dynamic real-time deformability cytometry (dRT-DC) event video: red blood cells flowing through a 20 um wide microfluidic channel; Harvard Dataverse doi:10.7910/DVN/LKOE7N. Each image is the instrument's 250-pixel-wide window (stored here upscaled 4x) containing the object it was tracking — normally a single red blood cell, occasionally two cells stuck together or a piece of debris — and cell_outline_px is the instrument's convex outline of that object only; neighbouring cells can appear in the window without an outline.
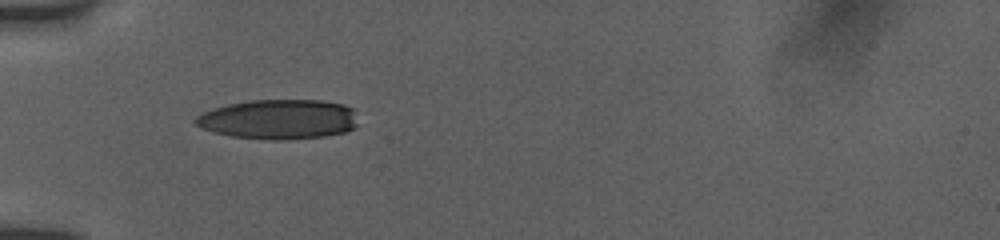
{"species": "human", "species_latin": "Homo sapiens", "temperature_condition": "room temperature", "stored_images_in_passage": 36, "camera_frame_rate_fps": 3000, "um_per_image_px": 0.085, "donor": {"sex": "female"}, "frame": {"image": 1, "passage_image": 1, "time_ms": 0.0, "image_size_px": [1000, 240], "cell_outline_px": [[356, 124], [352, 128], [344, 132], [324, 136], [288, 140], [268, 140], [232, 136], [212, 132], [200, 128], [192, 120], [196, 116], [212, 108], [228, 104], [252, 100], [320, 100], [344, 104], [352, 108]], "centroid_in_image_um": [23.63, 10.14], "position_along_channel_um": 61.4, "area_um2": 37.74}}
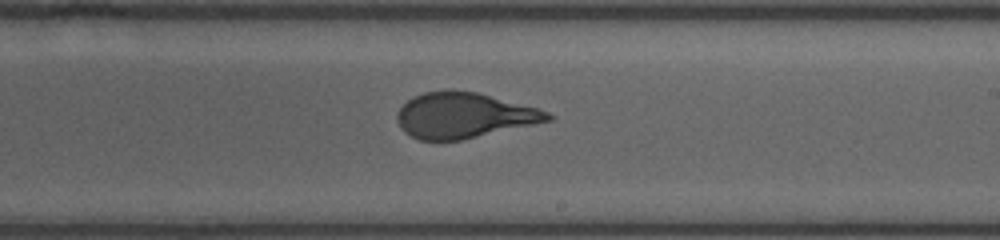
{"frame": {"image": 2, "passage_image": 16, "time_ms": 5.0, "image_size_px": [1000, 240], "cell_outline_px": [[556, 116], [552, 120], [460, 140], [420, 140], [404, 132], [400, 128], [396, 120], [396, 116], [400, 108], [412, 96], [424, 92], [448, 88], [476, 92], [536, 108], [548, 112]], "centroid_in_image_um": [39.38, 9.79], "position_along_channel_um": 249.6, "area_um2": 39.82}}
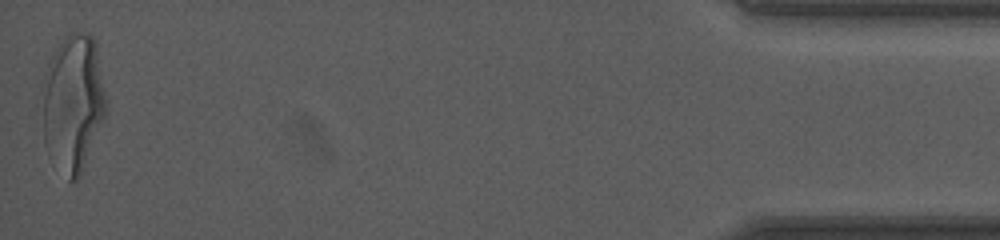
{"frame": {"image": 3, "passage_image": 36, "time_ms": 11.667, "image_size_px": [1000, 240], "cell_outline_px": [[108, 108], [104, 120], [80, 172], [76, 180], [68, 180], [44, 144], [44, 76], [52, 52], [72, 32], [88, 32], [92, 36], [96, 44], [108, 104]], "centroid_in_image_um": [6.25, 8.68], "position_along_channel_um": 428.9, "area_um2": 50.17}, "authors_computed_cell_mechanics": {"area_um2": 41.0091, "velocity_mm_per_s": 3.9148, "shape_relaxation_time_tau1_ms": 5.4236, "shape_relaxation_time_tau2_ms": null, "deformation_change_tau1": 0.2122, "deformation_change_tau2": null}}